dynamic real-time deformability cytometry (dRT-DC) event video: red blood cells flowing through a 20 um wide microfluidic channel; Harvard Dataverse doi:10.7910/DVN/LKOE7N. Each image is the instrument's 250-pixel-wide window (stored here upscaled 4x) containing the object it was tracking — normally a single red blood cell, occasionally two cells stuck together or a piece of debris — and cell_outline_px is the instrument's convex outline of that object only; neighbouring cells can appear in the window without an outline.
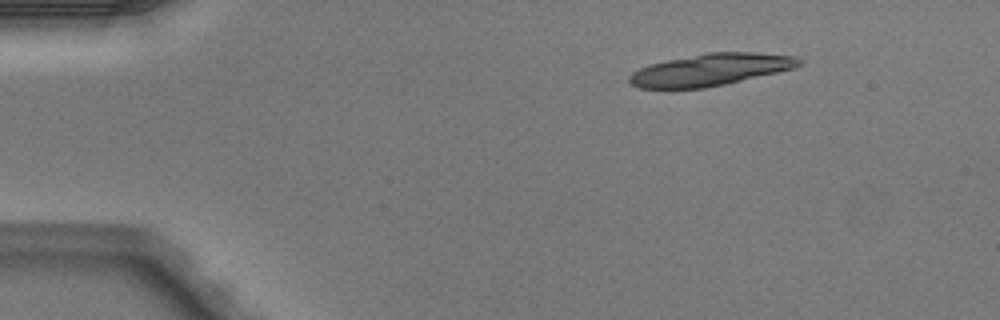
{"species": "Egyptian fruit bat (a non-hibernating species)", "species_latin": "Rousettus aegyptiacus", "temperature_condition": "warm", "stored_images_in_passage": 4, "camera_frame_rate_fps": 3000, "um_per_image_px": 0.085, "animal": {"sex": "male"}, "frame": {"image": 1, "passage_image": 1, "time_ms": 0.0, "image_size_px": [1000, 320], "cell_outline_px": [[804, 60], [796, 68], [724, 84], [704, 88], [640, 88], [632, 84], [628, 80], [628, 76], [632, 72], [640, 68], [652, 64], [668, 60], [708, 52], [756, 52], [796, 56]], "centroid_in_image_um": [60.44, 5.92], "position_along_channel_um": 24.6, "area_um2": 31.44}}